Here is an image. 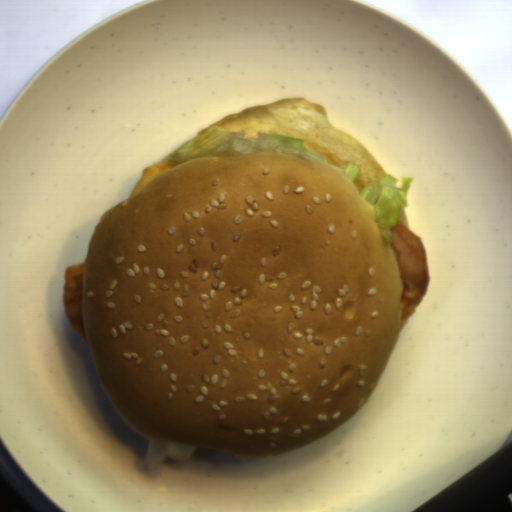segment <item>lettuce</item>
Wrapping results in <instances>:
<instances>
[{
  "mask_svg": "<svg viewBox=\"0 0 512 512\" xmlns=\"http://www.w3.org/2000/svg\"><path fill=\"white\" fill-rule=\"evenodd\" d=\"M196 449L181 444L157 442L147 439L145 465L149 479L151 481L156 479L166 457L186 464L192 459Z\"/></svg>",
  "mask_w": 512,
  "mask_h": 512,
  "instance_id": "3",
  "label": "lettuce"
},
{
  "mask_svg": "<svg viewBox=\"0 0 512 512\" xmlns=\"http://www.w3.org/2000/svg\"><path fill=\"white\" fill-rule=\"evenodd\" d=\"M245 135L243 131H228L212 124L200 135L186 140L181 147L168 154L167 158L168 161H176L179 164L198 157H224L257 151L286 153L328 165L349 178L353 184L363 170L354 160H347L345 168L328 163L326 156L307 149L303 138L282 135L274 131H258L256 137Z\"/></svg>",
  "mask_w": 512,
  "mask_h": 512,
  "instance_id": "1",
  "label": "lettuce"
},
{
  "mask_svg": "<svg viewBox=\"0 0 512 512\" xmlns=\"http://www.w3.org/2000/svg\"><path fill=\"white\" fill-rule=\"evenodd\" d=\"M415 177L403 176L401 186L398 178L390 173L380 177L373 185L360 190V196L373 206L374 220L386 244H392L394 235L391 227L397 225L401 207H410L408 190Z\"/></svg>",
  "mask_w": 512,
  "mask_h": 512,
  "instance_id": "2",
  "label": "lettuce"
}]
</instances>
